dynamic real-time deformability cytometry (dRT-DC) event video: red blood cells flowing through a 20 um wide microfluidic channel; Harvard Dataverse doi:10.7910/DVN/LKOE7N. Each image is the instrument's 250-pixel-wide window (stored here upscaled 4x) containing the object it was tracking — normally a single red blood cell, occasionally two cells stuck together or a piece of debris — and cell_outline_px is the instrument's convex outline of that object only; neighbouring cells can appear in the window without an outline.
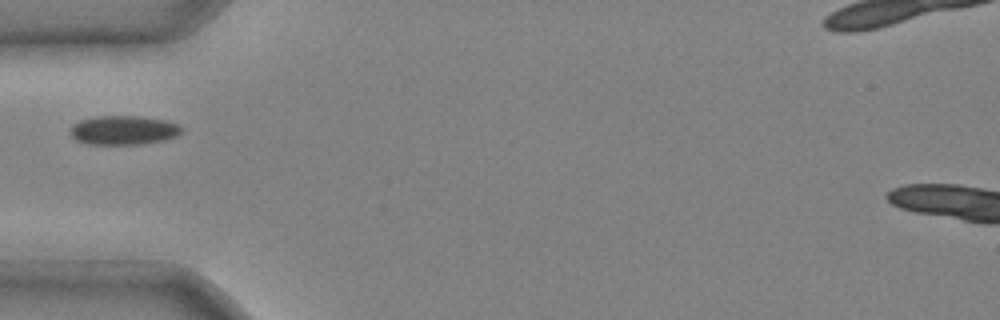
{"species": "common noctule bat (a hibernating species)", "species_latin": "Nyctalus noctula", "temperature_condition": "cold", "stored_images_in_passage": 6, "camera_frame_rate_fps": 3000, "um_per_image_px": 0.085, "animal": {"sex": "male", "body_mass_g": 20.4}, "frame": {"image": 1, "passage_image": 5, "time_ms": 1.333, "image_size_px": [1000, 320], "cell_outline_px": [[184, 132], [176, 136], [164, 140], [140, 144], [88, 144], [76, 140], [72, 136], [72, 124], [80, 120], [96, 116], [140, 116], [164, 120], [180, 124], [184, 128]], "centroid_in_image_um": [10.55, 11.06], "position_along_channel_um": 74.4, "area_um2": 18.96}}
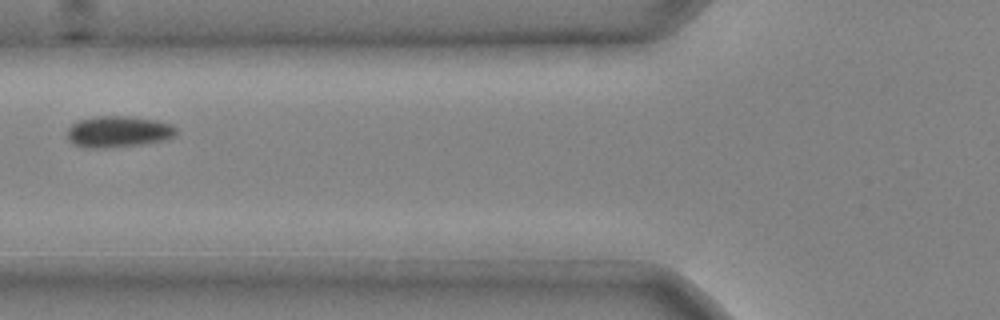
{"frame": {"image": 2, "passage_image": 6, "time_ms": 1.667, "image_size_px": [1000, 320], "cell_outline_px": [[176, 136], [168, 140], [140, 144], [108, 148], [84, 148], [72, 144], [68, 140], [68, 128], [72, 124], [80, 120], [96, 116], [124, 116], [156, 120], [172, 124], [176, 128]], "centroid_in_image_um": [10.06, 11.2], "position_along_channel_um": 115.7, "area_um2": 20.06}}